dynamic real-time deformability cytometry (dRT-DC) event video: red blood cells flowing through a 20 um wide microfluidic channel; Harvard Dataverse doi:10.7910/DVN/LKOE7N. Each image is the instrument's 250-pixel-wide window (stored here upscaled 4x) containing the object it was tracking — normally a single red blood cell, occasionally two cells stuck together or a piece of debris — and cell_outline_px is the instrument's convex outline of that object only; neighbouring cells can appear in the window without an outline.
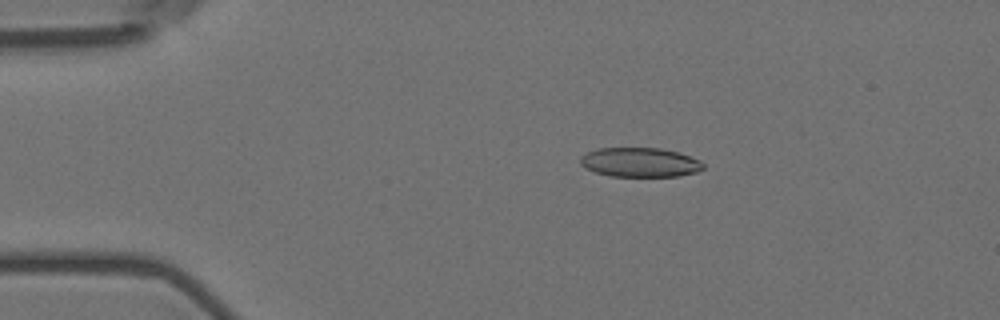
{"species": "Egyptian fruit bat (a non-hibernating species)", "species_latin": "Rousettus aegyptiacus", "temperature_condition": "room temperature", "stored_images_in_passage": 32, "camera_frame_rate_fps": 3000, "um_per_image_px": 0.085, "animal": {"sex": "female"}, "frame": {"image": 1, "passage_image": 11, "time_ms": 3.333, "image_size_px": [1000, 320], "cell_outline_px": [[704, 168], [696, 172], [680, 176], [608, 176], [584, 168], [580, 164], [580, 156], [596, 148], [660, 148], [676, 152], [700, 160], [704, 164]], "centroid_in_image_um": [54.36, 13.8], "position_along_channel_um": 30.6, "area_um2": 21.04}}
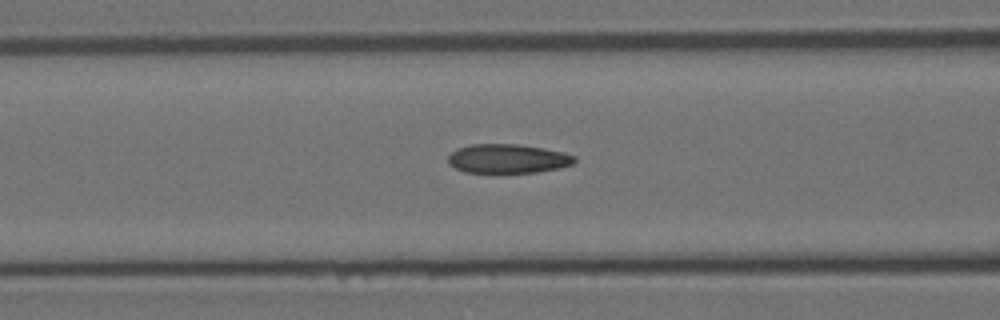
{"frame": {"image": 2, "passage_image": 23, "time_ms": 7.333, "image_size_px": [1000, 320], "cell_outline_px": [[576, 160], [572, 164], [560, 168], [536, 172], [464, 172], [448, 164], [448, 156], [456, 148], [472, 144], [516, 144], [564, 152], [576, 156]], "centroid_in_image_um": [43.15, 13.48], "position_along_channel_um": 123.5, "area_um2": 21.33}}
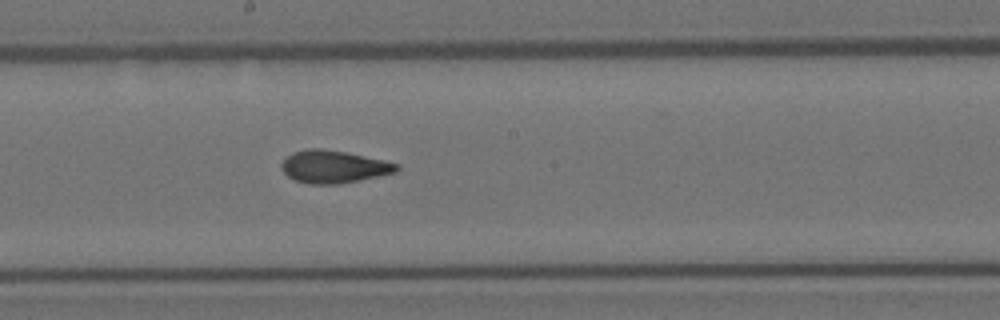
{"frame": {"image": 3, "passage_image": 31, "time_ms": 10.0, "image_size_px": [1000, 320], "cell_outline_px": [[400, 168], [396, 172], [336, 184], [308, 184], [296, 180], [288, 176], [280, 168], [280, 164], [292, 152], [308, 148], [320, 148], [344, 152], [384, 160], [400, 164]], "centroid_in_image_um": [28.34, 14.16], "position_along_channel_um": 219.9, "area_um2": 21.62}}